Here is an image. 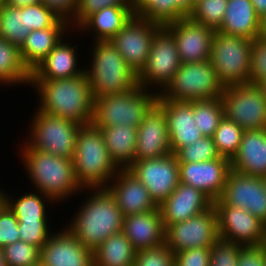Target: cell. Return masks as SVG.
<instances>
[{"label": "cell", "instance_id": "cell-1", "mask_svg": "<svg viewBox=\"0 0 266 266\" xmlns=\"http://www.w3.org/2000/svg\"><path fill=\"white\" fill-rule=\"evenodd\" d=\"M81 193L85 198L64 227L94 251L109 236L122 232L124 215L106 188L82 189Z\"/></svg>", "mask_w": 266, "mask_h": 266}, {"label": "cell", "instance_id": "cell-2", "mask_svg": "<svg viewBox=\"0 0 266 266\" xmlns=\"http://www.w3.org/2000/svg\"><path fill=\"white\" fill-rule=\"evenodd\" d=\"M22 142L17 145L15 154L18 153L20 157V165L27 173L26 177L33 186H30L32 190L50 197L57 205L71 200L73 196L74 199L80 197L78 194L83 188L77 182L72 159L31 149Z\"/></svg>", "mask_w": 266, "mask_h": 266}, {"label": "cell", "instance_id": "cell-3", "mask_svg": "<svg viewBox=\"0 0 266 266\" xmlns=\"http://www.w3.org/2000/svg\"><path fill=\"white\" fill-rule=\"evenodd\" d=\"M42 112L85 125L92 123L94 97L85 71L67 79L31 80Z\"/></svg>", "mask_w": 266, "mask_h": 266}, {"label": "cell", "instance_id": "cell-4", "mask_svg": "<svg viewBox=\"0 0 266 266\" xmlns=\"http://www.w3.org/2000/svg\"><path fill=\"white\" fill-rule=\"evenodd\" d=\"M86 55L85 74L91 86L94 99L109 94L130 92L138 85V74L125 62L110 40H97ZM90 52V53H89Z\"/></svg>", "mask_w": 266, "mask_h": 266}, {"label": "cell", "instance_id": "cell-5", "mask_svg": "<svg viewBox=\"0 0 266 266\" xmlns=\"http://www.w3.org/2000/svg\"><path fill=\"white\" fill-rule=\"evenodd\" d=\"M72 160L83 189L105 188L120 170L110 157L100 128L93 123L81 125Z\"/></svg>", "mask_w": 266, "mask_h": 266}, {"label": "cell", "instance_id": "cell-6", "mask_svg": "<svg viewBox=\"0 0 266 266\" xmlns=\"http://www.w3.org/2000/svg\"><path fill=\"white\" fill-rule=\"evenodd\" d=\"M157 98V93L142 86L126 93L101 96L94 99L92 123L98 128L117 125L138 127Z\"/></svg>", "mask_w": 266, "mask_h": 266}, {"label": "cell", "instance_id": "cell-7", "mask_svg": "<svg viewBox=\"0 0 266 266\" xmlns=\"http://www.w3.org/2000/svg\"><path fill=\"white\" fill-rule=\"evenodd\" d=\"M27 125L24 141L31 149L72 159L75 151L76 136L81 127L74 121L34 109ZM30 127V128H29ZM29 135V136H28Z\"/></svg>", "mask_w": 266, "mask_h": 266}, {"label": "cell", "instance_id": "cell-8", "mask_svg": "<svg viewBox=\"0 0 266 266\" xmlns=\"http://www.w3.org/2000/svg\"><path fill=\"white\" fill-rule=\"evenodd\" d=\"M223 91L210 60L182 63L157 99L193 102L221 98Z\"/></svg>", "mask_w": 266, "mask_h": 266}, {"label": "cell", "instance_id": "cell-9", "mask_svg": "<svg viewBox=\"0 0 266 266\" xmlns=\"http://www.w3.org/2000/svg\"><path fill=\"white\" fill-rule=\"evenodd\" d=\"M252 42L215 32L209 60L224 87L249 83Z\"/></svg>", "mask_w": 266, "mask_h": 266}, {"label": "cell", "instance_id": "cell-10", "mask_svg": "<svg viewBox=\"0 0 266 266\" xmlns=\"http://www.w3.org/2000/svg\"><path fill=\"white\" fill-rule=\"evenodd\" d=\"M181 64L175 38L162 26L154 35L145 67L138 74V85L159 95Z\"/></svg>", "mask_w": 266, "mask_h": 266}, {"label": "cell", "instance_id": "cell-11", "mask_svg": "<svg viewBox=\"0 0 266 266\" xmlns=\"http://www.w3.org/2000/svg\"><path fill=\"white\" fill-rule=\"evenodd\" d=\"M224 116L243 130L266 129V99L256 84L224 87Z\"/></svg>", "mask_w": 266, "mask_h": 266}, {"label": "cell", "instance_id": "cell-12", "mask_svg": "<svg viewBox=\"0 0 266 266\" xmlns=\"http://www.w3.org/2000/svg\"><path fill=\"white\" fill-rule=\"evenodd\" d=\"M219 238L218 219L213 206L165 228V244L174 254L189 248H211Z\"/></svg>", "mask_w": 266, "mask_h": 266}, {"label": "cell", "instance_id": "cell-13", "mask_svg": "<svg viewBox=\"0 0 266 266\" xmlns=\"http://www.w3.org/2000/svg\"><path fill=\"white\" fill-rule=\"evenodd\" d=\"M128 170L145 185L157 206L180 183L179 162L174 153L165 157L134 161Z\"/></svg>", "mask_w": 266, "mask_h": 266}, {"label": "cell", "instance_id": "cell-14", "mask_svg": "<svg viewBox=\"0 0 266 266\" xmlns=\"http://www.w3.org/2000/svg\"><path fill=\"white\" fill-rule=\"evenodd\" d=\"M219 237L240 246L266 243V225L250 212L228 204H213Z\"/></svg>", "mask_w": 266, "mask_h": 266}, {"label": "cell", "instance_id": "cell-15", "mask_svg": "<svg viewBox=\"0 0 266 266\" xmlns=\"http://www.w3.org/2000/svg\"><path fill=\"white\" fill-rule=\"evenodd\" d=\"M161 27L160 24L134 15L110 40L136 74L145 67L152 40Z\"/></svg>", "mask_w": 266, "mask_h": 266}, {"label": "cell", "instance_id": "cell-16", "mask_svg": "<svg viewBox=\"0 0 266 266\" xmlns=\"http://www.w3.org/2000/svg\"><path fill=\"white\" fill-rule=\"evenodd\" d=\"M213 204L241 208L266 225V192L262 177L248 176L231 169L222 195Z\"/></svg>", "mask_w": 266, "mask_h": 266}, {"label": "cell", "instance_id": "cell-17", "mask_svg": "<svg viewBox=\"0 0 266 266\" xmlns=\"http://www.w3.org/2000/svg\"><path fill=\"white\" fill-rule=\"evenodd\" d=\"M165 27L175 38L181 63L202 62L210 59L215 30L184 17Z\"/></svg>", "mask_w": 266, "mask_h": 266}, {"label": "cell", "instance_id": "cell-18", "mask_svg": "<svg viewBox=\"0 0 266 266\" xmlns=\"http://www.w3.org/2000/svg\"><path fill=\"white\" fill-rule=\"evenodd\" d=\"M230 170V160L224 157L210 161L179 163L180 182L197 188L213 202L222 195Z\"/></svg>", "mask_w": 266, "mask_h": 266}, {"label": "cell", "instance_id": "cell-19", "mask_svg": "<svg viewBox=\"0 0 266 266\" xmlns=\"http://www.w3.org/2000/svg\"><path fill=\"white\" fill-rule=\"evenodd\" d=\"M40 263L43 266H93V251L62 225L41 248Z\"/></svg>", "mask_w": 266, "mask_h": 266}, {"label": "cell", "instance_id": "cell-20", "mask_svg": "<svg viewBox=\"0 0 266 266\" xmlns=\"http://www.w3.org/2000/svg\"><path fill=\"white\" fill-rule=\"evenodd\" d=\"M73 34L75 37L77 31L71 30L69 32L70 36L65 35L59 41L54 49L31 72V80L67 79L81 75L84 72V62H81L83 63V66H81L82 58L79 57L82 54L79 50L81 45L74 43V37L72 42ZM69 37L70 39H68ZM77 52H80V54Z\"/></svg>", "mask_w": 266, "mask_h": 266}, {"label": "cell", "instance_id": "cell-21", "mask_svg": "<svg viewBox=\"0 0 266 266\" xmlns=\"http://www.w3.org/2000/svg\"><path fill=\"white\" fill-rule=\"evenodd\" d=\"M167 119L155 103L137 127L135 161L165 157L171 154Z\"/></svg>", "mask_w": 266, "mask_h": 266}, {"label": "cell", "instance_id": "cell-22", "mask_svg": "<svg viewBox=\"0 0 266 266\" xmlns=\"http://www.w3.org/2000/svg\"><path fill=\"white\" fill-rule=\"evenodd\" d=\"M124 216L149 212L158 206L145 185L128 169H120L105 187Z\"/></svg>", "mask_w": 266, "mask_h": 266}, {"label": "cell", "instance_id": "cell-23", "mask_svg": "<svg viewBox=\"0 0 266 266\" xmlns=\"http://www.w3.org/2000/svg\"><path fill=\"white\" fill-rule=\"evenodd\" d=\"M213 206V201L192 186L179 183L176 189L159 206L164 227L183 222Z\"/></svg>", "mask_w": 266, "mask_h": 266}, {"label": "cell", "instance_id": "cell-24", "mask_svg": "<svg viewBox=\"0 0 266 266\" xmlns=\"http://www.w3.org/2000/svg\"><path fill=\"white\" fill-rule=\"evenodd\" d=\"M156 103L163 109L167 119L172 153L203 137L194 121L193 102L157 99Z\"/></svg>", "mask_w": 266, "mask_h": 266}, {"label": "cell", "instance_id": "cell-25", "mask_svg": "<svg viewBox=\"0 0 266 266\" xmlns=\"http://www.w3.org/2000/svg\"><path fill=\"white\" fill-rule=\"evenodd\" d=\"M122 232L136 251L165 243V227L158 207L149 212L124 216Z\"/></svg>", "mask_w": 266, "mask_h": 266}, {"label": "cell", "instance_id": "cell-26", "mask_svg": "<svg viewBox=\"0 0 266 266\" xmlns=\"http://www.w3.org/2000/svg\"><path fill=\"white\" fill-rule=\"evenodd\" d=\"M231 169L248 176L266 175V129L244 130Z\"/></svg>", "mask_w": 266, "mask_h": 266}, {"label": "cell", "instance_id": "cell-27", "mask_svg": "<svg viewBox=\"0 0 266 266\" xmlns=\"http://www.w3.org/2000/svg\"><path fill=\"white\" fill-rule=\"evenodd\" d=\"M133 16V6L105 7L90 15L76 31L80 38L87 33L92 42L111 40Z\"/></svg>", "mask_w": 266, "mask_h": 266}, {"label": "cell", "instance_id": "cell-28", "mask_svg": "<svg viewBox=\"0 0 266 266\" xmlns=\"http://www.w3.org/2000/svg\"><path fill=\"white\" fill-rule=\"evenodd\" d=\"M71 30L70 25L62 19H59L52 27L31 30L20 47L23 64L32 72Z\"/></svg>", "mask_w": 266, "mask_h": 266}, {"label": "cell", "instance_id": "cell-29", "mask_svg": "<svg viewBox=\"0 0 266 266\" xmlns=\"http://www.w3.org/2000/svg\"><path fill=\"white\" fill-rule=\"evenodd\" d=\"M261 21L251 0H228L223 22L217 31L254 40L260 37Z\"/></svg>", "mask_w": 266, "mask_h": 266}, {"label": "cell", "instance_id": "cell-30", "mask_svg": "<svg viewBox=\"0 0 266 266\" xmlns=\"http://www.w3.org/2000/svg\"><path fill=\"white\" fill-rule=\"evenodd\" d=\"M26 191V192H25ZM13 196L8 189L6 191V205L13 212L17 221H51L50 209L58 207L50 197L32 189L25 190ZM9 194H8V193ZM12 194V195H11ZM51 207V208H50ZM49 211V212H48Z\"/></svg>", "mask_w": 266, "mask_h": 266}, {"label": "cell", "instance_id": "cell-31", "mask_svg": "<svg viewBox=\"0 0 266 266\" xmlns=\"http://www.w3.org/2000/svg\"><path fill=\"white\" fill-rule=\"evenodd\" d=\"M99 128L112 161L119 169H128L135 161L137 127L117 125Z\"/></svg>", "mask_w": 266, "mask_h": 266}, {"label": "cell", "instance_id": "cell-32", "mask_svg": "<svg viewBox=\"0 0 266 266\" xmlns=\"http://www.w3.org/2000/svg\"><path fill=\"white\" fill-rule=\"evenodd\" d=\"M136 250L123 232L109 236L93 251V266H133Z\"/></svg>", "mask_w": 266, "mask_h": 266}, {"label": "cell", "instance_id": "cell-33", "mask_svg": "<svg viewBox=\"0 0 266 266\" xmlns=\"http://www.w3.org/2000/svg\"><path fill=\"white\" fill-rule=\"evenodd\" d=\"M31 72L23 64L20 48L0 38V87L30 86Z\"/></svg>", "mask_w": 266, "mask_h": 266}, {"label": "cell", "instance_id": "cell-34", "mask_svg": "<svg viewBox=\"0 0 266 266\" xmlns=\"http://www.w3.org/2000/svg\"><path fill=\"white\" fill-rule=\"evenodd\" d=\"M30 32L31 29L26 27L25 6H0V38L20 48Z\"/></svg>", "mask_w": 266, "mask_h": 266}, {"label": "cell", "instance_id": "cell-35", "mask_svg": "<svg viewBox=\"0 0 266 266\" xmlns=\"http://www.w3.org/2000/svg\"><path fill=\"white\" fill-rule=\"evenodd\" d=\"M193 116L196 127L201 134L212 137L224 117L222 99L193 101Z\"/></svg>", "mask_w": 266, "mask_h": 266}, {"label": "cell", "instance_id": "cell-36", "mask_svg": "<svg viewBox=\"0 0 266 266\" xmlns=\"http://www.w3.org/2000/svg\"><path fill=\"white\" fill-rule=\"evenodd\" d=\"M244 130L225 116L220 121L212 136L216 149L221 157L230 161L237 154Z\"/></svg>", "mask_w": 266, "mask_h": 266}, {"label": "cell", "instance_id": "cell-37", "mask_svg": "<svg viewBox=\"0 0 266 266\" xmlns=\"http://www.w3.org/2000/svg\"><path fill=\"white\" fill-rule=\"evenodd\" d=\"M227 4L228 0H201L194 5L188 17L217 31L223 22Z\"/></svg>", "mask_w": 266, "mask_h": 266}, {"label": "cell", "instance_id": "cell-38", "mask_svg": "<svg viewBox=\"0 0 266 266\" xmlns=\"http://www.w3.org/2000/svg\"><path fill=\"white\" fill-rule=\"evenodd\" d=\"M175 156L179 163L210 161L221 157L209 136H203L197 142L180 148Z\"/></svg>", "mask_w": 266, "mask_h": 266}, {"label": "cell", "instance_id": "cell-39", "mask_svg": "<svg viewBox=\"0 0 266 266\" xmlns=\"http://www.w3.org/2000/svg\"><path fill=\"white\" fill-rule=\"evenodd\" d=\"M134 15L165 26L171 23L168 0H133Z\"/></svg>", "mask_w": 266, "mask_h": 266}, {"label": "cell", "instance_id": "cell-40", "mask_svg": "<svg viewBox=\"0 0 266 266\" xmlns=\"http://www.w3.org/2000/svg\"><path fill=\"white\" fill-rule=\"evenodd\" d=\"M7 266H35L40 263V249L18 240L3 249Z\"/></svg>", "mask_w": 266, "mask_h": 266}, {"label": "cell", "instance_id": "cell-41", "mask_svg": "<svg viewBox=\"0 0 266 266\" xmlns=\"http://www.w3.org/2000/svg\"><path fill=\"white\" fill-rule=\"evenodd\" d=\"M52 225V226H51ZM50 221H18L20 240L37 246L40 250L55 231Z\"/></svg>", "mask_w": 266, "mask_h": 266}, {"label": "cell", "instance_id": "cell-42", "mask_svg": "<svg viewBox=\"0 0 266 266\" xmlns=\"http://www.w3.org/2000/svg\"><path fill=\"white\" fill-rule=\"evenodd\" d=\"M133 266H174V252L165 243L136 251Z\"/></svg>", "mask_w": 266, "mask_h": 266}, {"label": "cell", "instance_id": "cell-43", "mask_svg": "<svg viewBox=\"0 0 266 266\" xmlns=\"http://www.w3.org/2000/svg\"><path fill=\"white\" fill-rule=\"evenodd\" d=\"M241 246L219 238L210 248V266H237Z\"/></svg>", "mask_w": 266, "mask_h": 266}, {"label": "cell", "instance_id": "cell-44", "mask_svg": "<svg viewBox=\"0 0 266 266\" xmlns=\"http://www.w3.org/2000/svg\"><path fill=\"white\" fill-rule=\"evenodd\" d=\"M111 6H133V0H79L73 17V30H76L93 13Z\"/></svg>", "mask_w": 266, "mask_h": 266}, {"label": "cell", "instance_id": "cell-45", "mask_svg": "<svg viewBox=\"0 0 266 266\" xmlns=\"http://www.w3.org/2000/svg\"><path fill=\"white\" fill-rule=\"evenodd\" d=\"M60 18L47 9L42 3L25 6L26 27L40 30L52 27Z\"/></svg>", "mask_w": 266, "mask_h": 266}, {"label": "cell", "instance_id": "cell-46", "mask_svg": "<svg viewBox=\"0 0 266 266\" xmlns=\"http://www.w3.org/2000/svg\"><path fill=\"white\" fill-rule=\"evenodd\" d=\"M266 78V40L258 37L253 40L250 59L249 83L256 84Z\"/></svg>", "mask_w": 266, "mask_h": 266}, {"label": "cell", "instance_id": "cell-47", "mask_svg": "<svg viewBox=\"0 0 266 266\" xmlns=\"http://www.w3.org/2000/svg\"><path fill=\"white\" fill-rule=\"evenodd\" d=\"M20 240L18 221L5 204L0 210V248Z\"/></svg>", "mask_w": 266, "mask_h": 266}, {"label": "cell", "instance_id": "cell-48", "mask_svg": "<svg viewBox=\"0 0 266 266\" xmlns=\"http://www.w3.org/2000/svg\"><path fill=\"white\" fill-rule=\"evenodd\" d=\"M174 266H210V248H189L174 254Z\"/></svg>", "mask_w": 266, "mask_h": 266}, {"label": "cell", "instance_id": "cell-49", "mask_svg": "<svg viewBox=\"0 0 266 266\" xmlns=\"http://www.w3.org/2000/svg\"><path fill=\"white\" fill-rule=\"evenodd\" d=\"M79 0H41V3L57 17L66 21L73 30V17Z\"/></svg>", "mask_w": 266, "mask_h": 266}, {"label": "cell", "instance_id": "cell-50", "mask_svg": "<svg viewBox=\"0 0 266 266\" xmlns=\"http://www.w3.org/2000/svg\"><path fill=\"white\" fill-rule=\"evenodd\" d=\"M265 246H241L237 266H265Z\"/></svg>", "mask_w": 266, "mask_h": 266}, {"label": "cell", "instance_id": "cell-51", "mask_svg": "<svg viewBox=\"0 0 266 266\" xmlns=\"http://www.w3.org/2000/svg\"><path fill=\"white\" fill-rule=\"evenodd\" d=\"M168 4H171V22L188 17L194 7L190 0H168Z\"/></svg>", "mask_w": 266, "mask_h": 266}, {"label": "cell", "instance_id": "cell-52", "mask_svg": "<svg viewBox=\"0 0 266 266\" xmlns=\"http://www.w3.org/2000/svg\"><path fill=\"white\" fill-rule=\"evenodd\" d=\"M251 3L257 13V15L261 18L266 17V0H251Z\"/></svg>", "mask_w": 266, "mask_h": 266}, {"label": "cell", "instance_id": "cell-53", "mask_svg": "<svg viewBox=\"0 0 266 266\" xmlns=\"http://www.w3.org/2000/svg\"><path fill=\"white\" fill-rule=\"evenodd\" d=\"M36 3H41V0H5L4 2L5 5L17 8H21Z\"/></svg>", "mask_w": 266, "mask_h": 266}, {"label": "cell", "instance_id": "cell-54", "mask_svg": "<svg viewBox=\"0 0 266 266\" xmlns=\"http://www.w3.org/2000/svg\"><path fill=\"white\" fill-rule=\"evenodd\" d=\"M1 186L2 184H0V210L6 204V190H7L5 188H2Z\"/></svg>", "mask_w": 266, "mask_h": 266}, {"label": "cell", "instance_id": "cell-55", "mask_svg": "<svg viewBox=\"0 0 266 266\" xmlns=\"http://www.w3.org/2000/svg\"><path fill=\"white\" fill-rule=\"evenodd\" d=\"M256 85L260 88L262 91V94L264 98L266 99V78L262 79L261 81L257 82Z\"/></svg>", "mask_w": 266, "mask_h": 266}, {"label": "cell", "instance_id": "cell-56", "mask_svg": "<svg viewBox=\"0 0 266 266\" xmlns=\"http://www.w3.org/2000/svg\"><path fill=\"white\" fill-rule=\"evenodd\" d=\"M260 37L266 40V17L261 21Z\"/></svg>", "mask_w": 266, "mask_h": 266}, {"label": "cell", "instance_id": "cell-57", "mask_svg": "<svg viewBox=\"0 0 266 266\" xmlns=\"http://www.w3.org/2000/svg\"><path fill=\"white\" fill-rule=\"evenodd\" d=\"M0 266H7L2 249L0 248Z\"/></svg>", "mask_w": 266, "mask_h": 266}, {"label": "cell", "instance_id": "cell-58", "mask_svg": "<svg viewBox=\"0 0 266 266\" xmlns=\"http://www.w3.org/2000/svg\"><path fill=\"white\" fill-rule=\"evenodd\" d=\"M262 181H263L265 192H266V175L262 177Z\"/></svg>", "mask_w": 266, "mask_h": 266}, {"label": "cell", "instance_id": "cell-59", "mask_svg": "<svg viewBox=\"0 0 266 266\" xmlns=\"http://www.w3.org/2000/svg\"><path fill=\"white\" fill-rule=\"evenodd\" d=\"M199 1H201V0H190V3L194 6V5L197 4Z\"/></svg>", "mask_w": 266, "mask_h": 266}, {"label": "cell", "instance_id": "cell-60", "mask_svg": "<svg viewBox=\"0 0 266 266\" xmlns=\"http://www.w3.org/2000/svg\"><path fill=\"white\" fill-rule=\"evenodd\" d=\"M5 0H0V6L4 4Z\"/></svg>", "mask_w": 266, "mask_h": 266}, {"label": "cell", "instance_id": "cell-61", "mask_svg": "<svg viewBox=\"0 0 266 266\" xmlns=\"http://www.w3.org/2000/svg\"><path fill=\"white\" fill-rule=\"evenodd\" d=\"M265 266H266V246H265Z\"/></svg>", "mask_w": 266, "mask_h": 266}]
</instances>
